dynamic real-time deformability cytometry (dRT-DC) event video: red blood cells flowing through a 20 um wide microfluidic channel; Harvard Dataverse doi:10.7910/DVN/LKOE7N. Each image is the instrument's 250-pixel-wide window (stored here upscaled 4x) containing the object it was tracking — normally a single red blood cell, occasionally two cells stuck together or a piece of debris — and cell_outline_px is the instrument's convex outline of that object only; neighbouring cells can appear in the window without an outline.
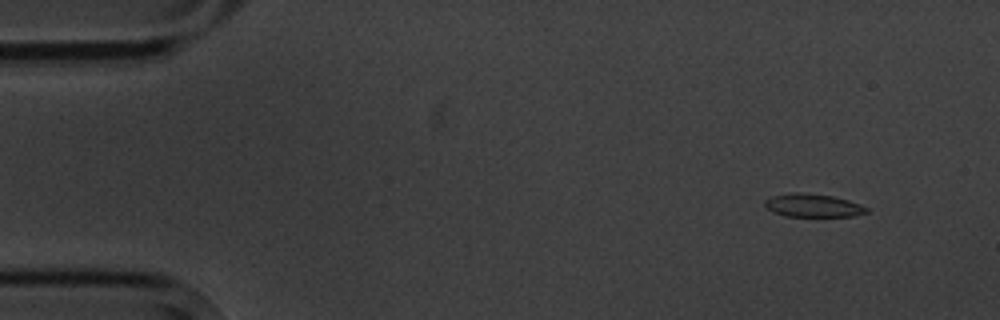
{"species": "common noctule bat (a hibernating species)", "species_latin": "Nyctalus noctula", "temperature_condition": "cold", "stored_images_in_passage": 5, "camera_frame_rate_fps": 3000, "um_per_image_px": 0.085, "animal": {"sex": "male", "body_mass_g": 20.1, "forearm_length_mm": 53.5}, "frame": {"image": 1, "passage_image": 2, "time_ms": 1.333, "image_size_px": [1000, 320], "cell_outline_px": [[868, 212], [852, 216], [784, 216], [772, 212], [764, 204], [764, 200], [772, 196], [792, 192], [796, 192], [832, 196], [848, 200], [860, 204], [868, 208]], "centroid_in_image_um": [69.08, 17.46], "position_along_channel_um": 15.9, "area_um2": 13.64}}
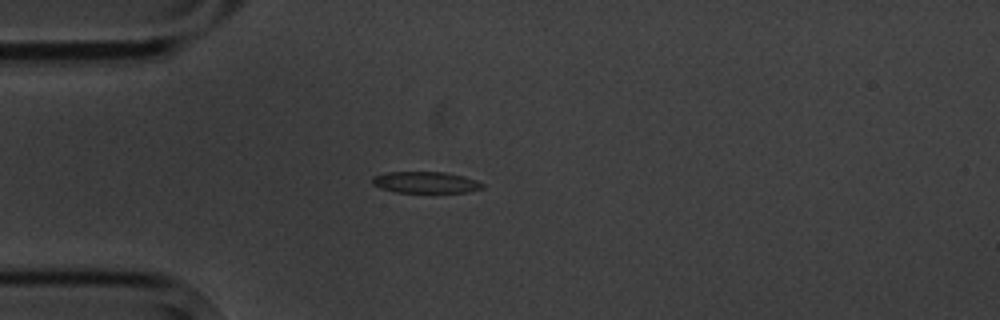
{"frame": {"image": 2, "passage_image": 5, "time_ms": 4.667, "image_size_px": [1000, 320], "cell_outline_px": [[484, 188], [468, 192], [396, 192], [380, 188], [372, 184], [372, 176], [388, 172], [444, 172], [464, 176], [476, 180], [484, 184]], "centroid_in_image_um": [36.18, 15.5], "position_along_channel_um": 48.8, "area_um2": 13.76}}